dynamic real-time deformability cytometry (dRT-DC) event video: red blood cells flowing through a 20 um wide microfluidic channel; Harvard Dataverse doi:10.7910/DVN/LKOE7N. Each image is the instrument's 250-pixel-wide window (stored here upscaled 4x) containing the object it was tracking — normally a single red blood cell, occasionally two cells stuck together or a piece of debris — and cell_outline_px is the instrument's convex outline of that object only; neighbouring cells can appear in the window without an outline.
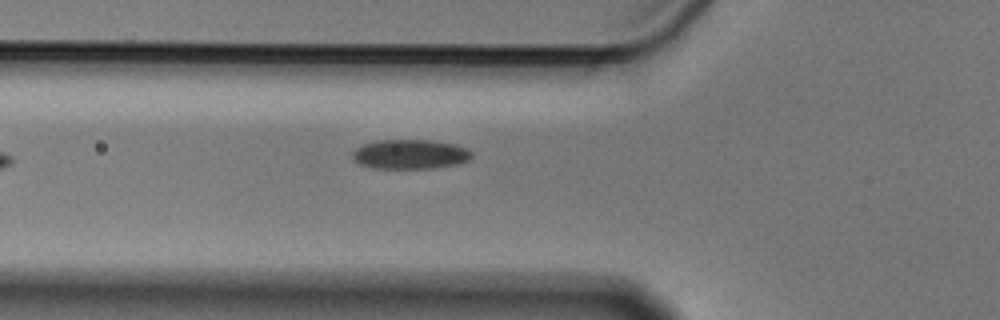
{"species": "Egyptian fruit bat (a non-hibernating species)", "species_latin": "Rousettus aegyptiacus", "temperature_condition": "cold", "stored_images_in_passage": 7, "segment_of_instrument_passage": [1, 2], "camera_frame_rate_fps": 3000, "um_per_image_px": 0.085, "animal": {"sex": "male"}, "frame": {"image": 1, "passage_image": 6, "time_ms": 1.667, "image_size_px": [1000, 320], "cell_outline_px": [[472, 156], [468, 160], [456, 164], [432, 168], [368, 168], [352, 160], [352, 152], [356, 148], [364, 144], [376, 140], [432, 140], [456, 144], [472, 152]], "centroid_in_image_um": [34.82, 13.11], "position_along_channel_um": 91.0, "area_um2": 20.58}}